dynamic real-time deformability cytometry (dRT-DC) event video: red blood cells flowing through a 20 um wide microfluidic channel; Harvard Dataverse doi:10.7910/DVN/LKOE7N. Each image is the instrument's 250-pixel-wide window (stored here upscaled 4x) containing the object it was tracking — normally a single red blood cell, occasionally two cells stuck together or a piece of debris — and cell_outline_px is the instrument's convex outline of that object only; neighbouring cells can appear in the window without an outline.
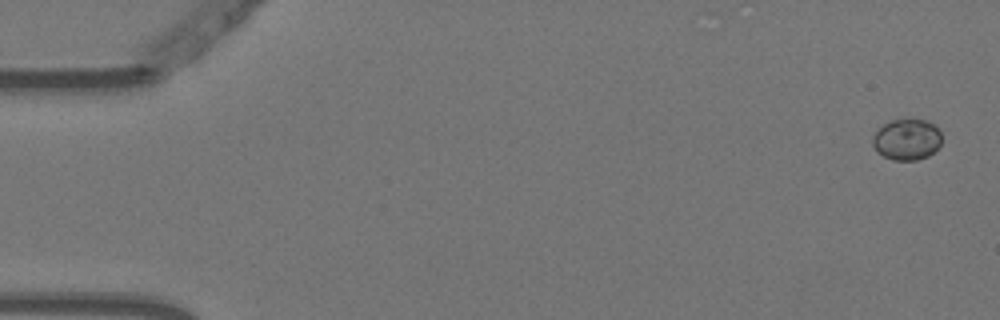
{"species": "Egyptian fruit bat (a non-hibernating species)", "species_latin": "Rousettus aegyptiacus", "temperature_condition": "warm", "stored_images_in_passage": 3, "camera_frame_rate_fps": 3000, "um_per_image_px": 0.085, "animal": {"sex": "female"}, "frame": {"image": 1, "passage_image": 1, "time_ms": 0.0, "image_size_px": [1000, 320], "cell_outline_px": [[940, 144], [928, 156], [916, 160], [892, 160], [876, 152], [872, 144], [872, 136], [884, 124], [892, 120], [924, 120], [936, 124], [940, 128]], "centroid_in_image_um": [77.07, 11.86], "position_along_channel_um": 7.9, "area_um2": 16.47}}
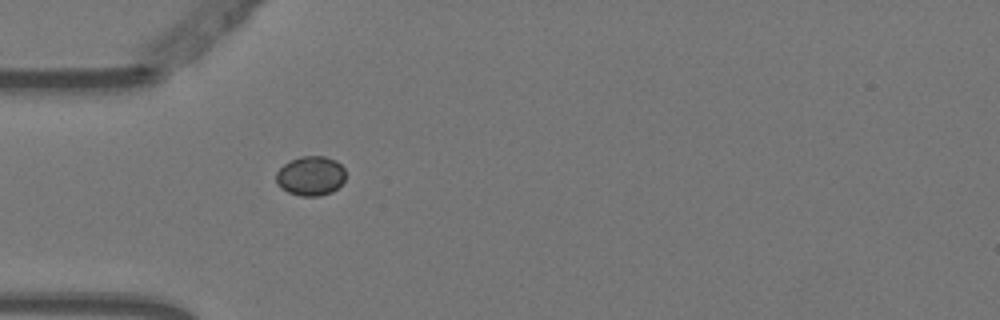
{"frame": {"image": 2, "passage_image": 3, "time_ms": 0.667, "image_size_px": [1000, 320], "cell_outline_px": [[344, 180], [332, 192], [320, 196], [300, 196], [288, 192], [280, 188], [276, 184], [276, 172], [284, 164], [300, 156], [324, 156], [336, 160], [344, 168]], "centroid_in_image_um": [26.38, 14.95], "position_along_channel_um": 58.6, "area_um2": 16.01}}